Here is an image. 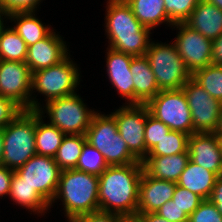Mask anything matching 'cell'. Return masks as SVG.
<instances>
[{"label": "cell", "instance_id": "cell-1", "mask_svg": "<svg viewBox=\"0 0 222 222\" xmlns=\"http://www.w3.org/2000/svg\"><path fill=\"white\" fill-rule=\"evenodd\" d=\"M143 162L108 166L99 176V211L116 213L132 221L137 215Z\"/></svg>", "mask_w": 222, "mask_h": 222}, {"label": "cell", "instance_id": "cell-2", "mask_svg": "<svg viewBox=\"0 0 222 222\" xmlns=\"http://www.w3.org/2000/svg\"><path fill=\"white\" fill-rule=\"evenodd\" d=\"M105 33L108 47L132 56H145L150 42L151 29L143 26L127 2L107 0Z\"/></svg>", "mask_w": 222, "mask_h": 222}, {"label": "cell", "instance_id": "cell-3", "mask_svg": "<svg viewBox=\"0 0 222 222\" xmlns=\"http://www.w3.org/2000/svg\"><path fill=\"white\" fill-rule=\"evenodd\" d=\"M99 176L77 169L62 170L50 208L61 200L67 221L75 216L99 211Z\"/></svg>", "mask_w": 222, "mask_h": 222}, {"label": "cell", "instance_id": "cell-4", "mask_svg": "<svg viewBox=\"0 0 222 222\" xmlns=\"http://www.w3.org/2000/svg\"><path fill=\"white\" fill-rule=\"evenodd\" d=\"M70 56L69 54L56 65L32 73L31 110L37 111L41 107L36 92L45 97V102L77 92L82 76L79 67Z\"/></svg>", "mask_w": 222, "mask_h": 222}, {"label": "cell", "instance_id": "cell-5", "mask_svg": "<svg viewBox=\"0 0 222 222\" xmlns=\"http://www.w3.org/2000/svg\"><path fill=\"white\" fill-rule=\"evenodd\" d=\"M36 110H23L3 132L2 165L16 171L35 156Z\"/></svg>", "mask_w": 222, "mask_h": 222}, {"label": "cell", "instance_id": "cell-6", "mask_svg": "<svg viewBox=\"0 0 222 222\" xmlns=\"http://www.w3.org/2000/svg\"><path fill=\"white\" fill-rule=\"evenodd\" d=\"M85 136L86 141L102 153L108 166L140 162L129 151L126 142L118 133L115 117L112 114L105 115L97 110Z\"/></svg>", "mask_w": 222, "mask_h": 222}, {"label": "cell", "instance_id": "cell-7", "mask_svg": "<svg viewBox=\"0 0 222 222\" xmlns=\"http://www.w3.org/2000/svg\"><path fill=\"white\" fill-rule=\"evenodd\" d=\"M86 104L78 93H74L49 100L37 111L42 116L48 114V122L65 135H85L93 115L97 112L89 109Z\"/></svg>", "mask_w": 222, "mask_h": 222}, {"label": "cell", "instance_id": "cell-8", "mask_svg": "<svg viewBox=\"0 0 222 222\" xmlns=\"http://www.w3.org/2000/svg\"><path fill=\"white\" fill-rule=\"evenodd\" d=\"M145 56L155 75L159 90L182 89L192 78L173 41L166 44L151 40Z\"/></svg>", "mask_w": 222, "mask_h": 222}, {"label": "cell", "instance_id": "cell-9", "mask_svg": "<svg viewBox=\"0 0 222 222\" xmlns=\"http://www.w3.org/2000/svg\"><path fill=\"white\" fill-rule=\"evenodd\" d=\"M149 113L173 131L194 133L191 111L183 89L160 90L147 104Z\"/></svg>", "mask_w": 222, "mask_h": 222}, {"label": "cell", "instance_id": "cell-10", "mask_svg": "<svg viewBox=\"0 0 222 222\" xmlns=\"http://www.w3.org/2000/svg\"><path fill=\"white\" fill-rule=\"evenodd\" d=\"M111 112L115 117L118 133L124 139L129 151L139 160L146 158L144 138L146 117L149 109L146 104H123Z\"/></svg>", "mask_w": 222, "mask_h": 222}, {"label": "cell", "instance_id": "cell-11", "mask_svg": "<svg viewBox=\"0 0 222 222\" xmlns=\"http://www.w3.org/2000/svg\"><path fill=\"white\" fill-rule=\"evenodd\" d=\"M191 111L194 133H215L222 103L211 97L192 78L182 87Z\"/></svg>", "mask_w": 222, "mask_h": 222}, {"label": "cell", "instance_id": "cell-12", "mask_svg": "<svg viewBox=\"0 0 222 222\" xmlns=\"http://www.w3.org/2000/svg\"><path fill=\"white\" fill-rule=\"evenodd\" d=\"M171 28L178 30L173 42L192 75L212 64V40L191 29L185 23H175Z\"/></svg>", "mask_w": 222, "mask_h": 222}, {"label": "cell", "instance_id": "cell-13", "mask_svg": "<svg viewBox=\"0 0 222 222\" xmlns=\"http://www.w3.org/2000/svg\"><path fill=\"white\" fill-rule=\"evenodd\" d=\"M16 172L49 203L53 201L62 170L53 157L36 154Z\"/></svg>", "mask_w": 222, "mask_h": 222}, {"label": "cell", "instance_id": "cell-14", "mask_svg": "<svg viewBox=\"0 0 222 222\" xmlns=\"http://www.w3.org/2000/svg\"><path fill=\"white\" fill-rule=\"evenodd\" d=\"M32 72L25 62L0 60V95L31 110Z\"/></svg>", "mask_w": 222, "mask_h": 222}, {"label": "cell", "instance_id": "cell-15", "mask_svg": "<svg viewBox=\"0 0 222 222\" xmlns=\"http://www.w3.org/2000/svg\"><path fill=\"white\" fill-rule=\"evenodd\" d=\"M68 48L66 41L63 40L58 32L56 33L53 30L44 39L28 46L25 63L32 73L51 67L64 60L70 54Z\"/></svg>", "mask_w": 222, "mask_h": 222}, {"label": "cell", "instance_id": "cell-16", "mask_svg": "<svg viewBox=\"0 0 222 222\" xmlns=\"http://www.w3.org/2000/svg\"><path fill=\"white\" fill-rule=\"evenodd\" d=\"M190 160L222 176V150L216 133H193L188 138Z\"/></svg>", "mask_w": 222, "mask_h": 222}, {"label": "cell", "instance_id": "cell-17", "mask_svg": "<svg viewBox=\"0 0 222 222\" xmlns=\"http://www.w3.org/2000/svg\"><path fill=\"white\" fill-rule=\"evenodd\" d=\"M134 56L106 48V71L109 82L125 100L124 104H134V83L130 64Z\"/></svg>", "mask_w": 222, "mask_h": 222}, {"label": "cell", "instance_id": "cell-18", "mask_svg": "<svg viewBox=\"0 0 222 222\" xmlns=\"http://www.w3.org/2000/svg\"><path fill=\"white\" fill-rule=\"evenodd\" d=\"M177 183L150 176L145 170L140 179L137 213L156 212L171 200Z\"/></svg>", "mask_w": 222, "mask_h": 222}, {"label": "cell", "instance_id": "cell-19", "mask_svg": "<svg viewBox=\"0 0 222 222\" xmlns=\"http://www.w3.org/2000/svg\"><path fill=\"white\" fill-rule=\"evenodd\" d=\"M184 23L213 41L222 34V10L201 0Z\"/></svg>", "mask_w": 222, "mask_h": 222}, {"label": "cell", "instance_id": "cell-20", "mask_svg": "<svg viewBox=\"0 0 222 222\" xmlns=\"http://www.w3.org/2000/svg\"><path fill=\"white\" fill-rule=\"evenodd\" d=\"M130 71L134 83V104H147L160 90L146 56L133 57Z\"/></svg>", "mask_w": 222, "mask_h": 222}, {"label": "cell", "instance_id": "cell-21", "mask_svg": "<svg viewBox=\"0 0 222 222\" xmlns=\"http://www.w3.org/2000/svg\"><path fill=\"white\" fill-rule=\"evenodd\" d=\"M190 160L189 151L171 156H146L144 170L152 177L177 182Z\"/></svg>", "mask_w": 222, "mask_h": 222}, {"label": "cell", "instance_id": "cell-22", "mask_svg": "<svg viewBox=\"0 0 222 222\" xmlns=\"http://www.w3.org/2000/svg\"><path fill=\"white\" fill-rule=\"evenodd\" d=\"M18 206H21L23 209L31 211L37 216H43L45 213L49 212L50 204L27 183L23 181V178L14 171L11 184L10 192L8 195Z\"/></svg>", "mask_w": 222, "mask_h": 222}, {"label": "cell", "instance_id": "cell-23", "mask_svg": "<svg viewBox=\"0 0 222 222\" xmlns=\"http://www.w3.org/2000/svg\"><path fill=\"white\" fill-rule=\"evenodd\" d=\"M217 177L214 172L189 160L176 183L197 194L203 200H208Z\"/></svg>", "mask_w": 222, "mask_h": 222}, {"label": "cell", "instance_id": "cell-24", "mask_svg": "<svg viewBox=\"0 0 222 222\" xmlns=\"http://www.w3.org/2000/svg\"><path fill=\"white\" fill-rule=\"evenodd\" d=\"M13 23L14 30L21 36L27 46L35 44L47 37L53 30L52 26L44 25L37 18L36 12H16L9 14V19ZM51 28V29H50Z\"/></svg>", "mask_w": 222, "mask_h": 222}, {"label": "cell", "instance_id": "cell-25", "mask_svg": "<svg viewBox=\"0 0 222 222\" xmlns=\"http://www.w3.org/2000/svg\"><path fill=\"white\" fill-rule=\"evenodd\" d=\"M127 3L137 20L151 30L160 24H167L168 27L174 25L165 12L164 0H129Z\"/></svg>", "mask_w": 222, "mask_h": 222}, {"label": "cell", "instance_id": "cell-26", "mask_svg": "<svg viewBox=\"0 0 222 222\" xmlns=\"http://www.w3.org/2000/svg\"><path fill=\"white\" fill-rule=\"evenodd\" d=\"M36 111L35 148L38 155L55 157L65 134Z\"/></svg>", "mask_w": 222, "mask_h": 222}, {"label": "cell", "instance_id": "cell-27", "mask_svg": "<svg viewBox=\"0 0 222 222\" xmlns=\"http://www.w3.org/2000/svg\"><path fill=\"white\" fill-rule=\"evenodd\" d=\"M28 46L11 26L0 34V60L25 62Z\"/></svg>", "mask_w": 222, "mask_h": 222}, {"label": "cell", "instance_id": "cell-28", "mask_svg": "<svg viewBox=\"0 0 222 222\" xmlns=\"http://www.w3.org/2000/svg\"><path fill=\"white\" fill-rule=\"evenodd\" d=\"M86 142L85 135H65L54 157L58 167L61 170L76 168Z\"/></svg>", "mask_w": 222, "mask_h": 222}, {"label": "cell", "instance_id": "cell-29", "mask_svg": "<svg viewBox=\"0 0 222 222\" xmlns=\"http://www.w3.org/2000/svg\"><path fill=\"white\" fill-rule=\"evenodd\" d=\"M192 79L211 97L222 103V65L209 64L196 71Z\"/></svg>", "mask_w": 222, "mask_h": 222}, {"label": "cell", "instance_id": "cell-30", "mask_svg": "<svg viewBox=\"0 0 222 222\" xmlns=\"http://www.w3.org/2000/svg\"><path fill=\"white\" fill-rule=\"evenodd\" d=\"M189 135L170 130L147 154V156H171L188 150Z\"/></svg>", "mask_w": 222, "mask_h": 222}, {"label": "cell", "instance_id": "cell-31", "mask_svg": "<svg viewBox=\"0 0 222 222\" xmlns=\"http://www.w3.org/2000/svg\"><path fill=\"white\" fill-rule=\"evenodd\" d=\"M107 167L102 153L86 142L75 169L100 176Z\"/></svg>", "mask_w": 222, "mask_h": 222}, {"label": "cell", "instance_id": "cell-32", "mask_svg": "<svg viewBox=\"0 0 222 222\" xmlns=\"http://www.w3.org/2000/svg\"><path fill=\"white\" fill-rule=\"evenodd\" d=\"M201 0H164L165 12L169 20L184 23Z\"/></svg>", "mask_w": 222, "mask_h": 222}, {"label": "cell", "instance_id": "cell-33", "mask_svg": "<svg viewBox=\"0 0 222 222\" xmlns=\"http://www.w3.org/2000/svg\"><path fill=\"white\" fill-rule=\"evenodd\" d=\"M170 128L160 120H157L150 113L147 114L145 124V143H146V156L148 152L170 132Z\"/></svg>", "mask_w": 222, "mask_h": 222}, {"label": "cell", "instance_id": "cell-34", "mask_svg": "<svg viewBox=\"0 0 222 222\" xmlns=\"http://www.w3.org/2000/svg\"><path fill=\"white\" fill-rule=\"evenodd\" d=\"M172 200L173 202H176V205L181 210H184L188 216H190L203 201V199L197 194L178 185L175 187Z\"/></svg>", "mask_w": 222, "mask_h": 222}, {"label": "cell", "instance_id": "cell-35", "mask_svg": "<svg viewBox=\"0 0 222 222\" xmlns=\"http://www.w3.org/2000/svg\"><path fill=\"white\" fill-rule=\"evenodd\" d=\"M188 222H222V215L209 199L203 200L188 217Z\"/></svg>", "mask_w": 222, "mask_h": 222}, {"label": "cell", "instance_id": "cell-36", "mask_svg": "<svg viewBox=\"0 0 222 222\" xmlns=\"http://www.w3.org/2000/svg\"><path fill=\"white\" fill-rule=\"evenodd\" d=\"M68 222H131L125 216L116 213L96 211L73 217Z\"/></svg>", "mask_w": 222, "mask_h": 222}, {"label": "cell", "instance_id": "cell-37", "mask_svg": "<svg viewBox=\"0 0 222 222\" xmlns=\"http://www.w3.org/2000/svg\"><path fill=\"white\" fill-rule=\"evenodd\" d=\"M22 111L12 99L0 95V128L7 126Z\"/></svg>", "mask_w": 222, "mask_h": 222}, {"label": "cell", "instance_id": "cell-38", "mask_svg": "<svg viewBox=\"0 0 222 222\" xmlns=\"http://www.w3.org/2000/svg\"><path fill=\"white\" fill-rule=\"evenodd\" d=\"M156 213L170 222H188L189 216L172 199L164 203Z\"/></svg>", "mask_w": 222, "mask_h": 222}, {"label": "cell", "instance_id": "cell-39", "mask_svg": "<svg viewBox=\"0 0 222 222\" xmlns=\"http://www.w3.org/2000/svg\"><path fill=\"white\" fill-rule=\"evenodd\" d=\"M42 0H3V9L8 13L36 12Z\"/></svg>", "mask_w": 222, "mask_h": 222}, {"label": "cell", "instance_id": "cell-40", "mask_svg": "<svg viewBox=\"0 0 222 222\" xmlns=\"http://www.w3.org/2000/svg\"><path fill=\"white\" fill-rule=\"evenodd\" d=\"M14 171L6 166H0V198L6 197L10 192V184Z\"/></svg>", "mask_w": 222, "mask_h": 222}, {"label": "cell", "instance_id": "cell-41", "mask_svg": "<svg viewBox=\"0 0 222 222\" xmlns=\"http://www.w3.org/2000/svg\"><path fill=\"white\" fill-rule=\"evenodd\" d=\"M209 200L222 215V176L217 177Z\"/></svg>", "mask_w": 222, "mask_h": 222}, {"label": "cell", "instance_id": "cell-42", "mask_svg": "<svg viewBox=\"0 0 222 222\" xmlns=\"http://www.w3.org/2000/svg\"><path fill=\"white\" fill-rule=\"evenodd\" d=\"M131 222H170L156 212L137 213Z\"/></svg>", "mask_w": 222, "mask_h": 222}, {"label": "cell", "instance_id": "cell-43", "mask_svg": "<svg viewBox=\"0 0 222 222\" xmlns=\"http://www.w3.org/2000/svg\"><path fill=\"white\" fill-rule=\"evenodd\" d=\"M212 42V64L222 65V34Z\"/></svg>", "mask_w": 222, "mask_h": 222}, {"label": "cell", "instance_id": "cell-44", "mask_svg": "<svg viewBox=\"0 0 222 222\" xmlns=\"http://www.w3.org/2000/svg\"><path fill=\"white\" fill-rule=\"evenodd\" d=\"M8 19H9V14L3 8H0V34L2 30L6 27V23L4 22L6 21L8 22Z\"/></svg>", "mask_w": 222, "mask_h": 222}, {"label": "cell", "instance_id": "cell-45", "mask_svg": "<svg viewBox=\"0 0 222 222\" xmlns=\"http://www.w3.org/2000/svg\"><path fill=\"white\" fill-rule=\"evenodd\" d=\"M215 133H216L219 137H222V108H221V112H220L218 127H217Z\"/></svg>", "mask_w": 222, "mask_h": 222}, {"label": "cell", "instance_id": "cell-46", "mask_svg": "<svg viewBox=\"0 0 222 222\" xmlns=\"http://www.w3.org/2000/svg\"><path fill=\"white\" fill-rule=\"evenodd\" d=\"M3 132L2 129L0 128V166L2 165V157H3Z\"/></svg>", "mask_w": 222, "mask_h": 222}, {"label": "cell", "instance_id": "cell-47", "mask_svg": "<svg viewBox=\"0 0 222 222\" xmlns=\"http://www.w3.org/2000/svg\"><path fill=\"white\" fill-rule=\"evenodd\" d=\"M206 1L209 2L210 4L215 5L220 10H222V0H206Z\"/></svg>", "mask_w": 222, "mask_h": 222}, {"label": "cell", "instance_id": "cell-48", "mask_svg": "<svg viewBox=\"0 0 222 222\" xmlns=\"http://www.w3.org/2000/svg\"><path fill=\"white\" fill-rule=\"evenodd\" d=\"M0 8H3V0H0Z\"/></svg>", "mask_w": 222, "mask_h": 222}, {"label": "cell", "instance_id": "cell-49", "mask_svg": "<svg viewBox=\"0 0 222 222\" xmlns=\"http://www.w3.org/2000/svg\"><path fill=\"white\" fill-rule=\"evenodd\" d=\"M220 145H221V150H222V137H220Z\"/></svg>", "mask_w": 222, "mask_h": 222}, {"label": "cell", "instance_id": "cell-50", "mask_svg": "<svg viewBox=\"0 0 222 222\" xmlns=\"http://www.w3.org/2000/svg\"><path fill=\"white\" fill-rule=\"evenodd\" d=\"M118 1L128 2L129 0H118Z\"/></svg>", "mask_w": 222, "mask_h": 222}]
</instances>
